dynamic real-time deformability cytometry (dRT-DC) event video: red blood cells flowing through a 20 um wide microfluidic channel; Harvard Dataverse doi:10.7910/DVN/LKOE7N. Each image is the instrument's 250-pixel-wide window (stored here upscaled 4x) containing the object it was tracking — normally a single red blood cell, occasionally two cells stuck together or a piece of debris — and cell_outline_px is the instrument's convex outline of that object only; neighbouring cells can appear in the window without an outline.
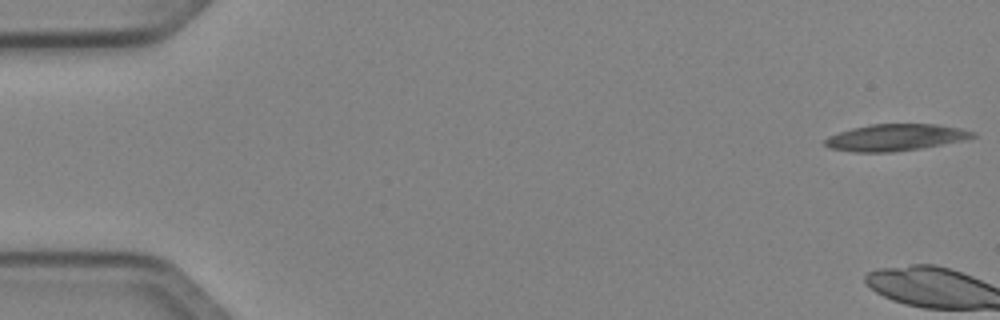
{"species": "Egyptian fruit bat (a non-hibernating species)", "species_latin": "Rousettus aegyptiacus", "temperature_condition": "cold", "stored_images_in_passage": 4, "camera_frame_rate_fps": 3000, "um_per_image_px": 0.085, "animal": {"sex": "female"}, "frame": {"image": 1, "passage_image": 1, "time_ms": 0.0, "image_size_px": [1000, 320], "cell_outline_px": [[976, 136], [960, 140], [920, 148], [892, 152], [852, 152], [828, 148], [824, 144], [824, 140], [828, 136], [852, 128], [872, 124], [936, 124], [960, 128], [976, 132]], "centroid_in_image_um": [76.06, 11.68], "position_along_channel_um": 8.9, "area_um2": 22.77}}